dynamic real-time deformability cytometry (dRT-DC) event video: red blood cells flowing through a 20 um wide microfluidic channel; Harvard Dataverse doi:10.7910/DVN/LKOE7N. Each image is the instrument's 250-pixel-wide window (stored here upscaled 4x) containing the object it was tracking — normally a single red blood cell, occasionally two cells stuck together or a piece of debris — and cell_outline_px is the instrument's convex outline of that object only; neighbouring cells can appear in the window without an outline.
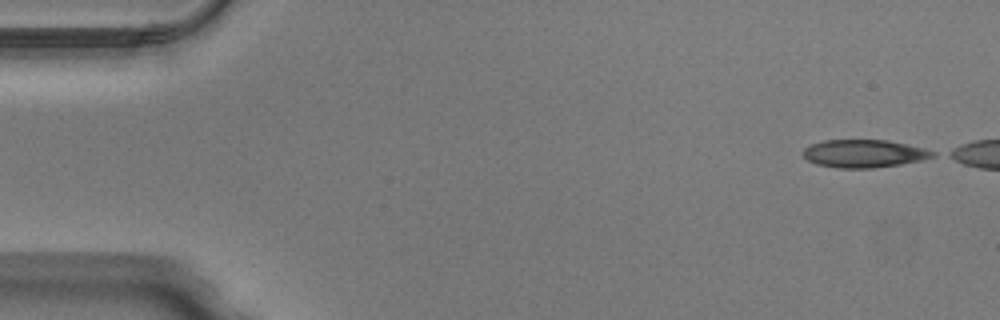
{"species": "Egyptian fruit bat (a non-hibernating species)", "species_latin": "Rousettus aegyptiacus", "temperature_condition": "warm", "stored_images_in_passage": 5, "camera_frame_rate_fps": 3000, "um_per_image_px": 0.085, "animal": {"sex": "male"}, "frame": {"image": 1, "passage_image": 1, "time_ms": 0.0, "image_size_px": [1000, 320], "cell_outline_px": [[936, 156], [920, 160], [900, 164], [872, 168], [836, 168], [816, 164], [808, 160], [800, 152], [804, 148], [812, 144], [824, 140], [888, 140], [908, 144], [924, 148], [936, 152]], "centroid_in_image_um": [73.43, 13.05], "position_along_channel_um": 11.6, "area_um2": 21.1}}